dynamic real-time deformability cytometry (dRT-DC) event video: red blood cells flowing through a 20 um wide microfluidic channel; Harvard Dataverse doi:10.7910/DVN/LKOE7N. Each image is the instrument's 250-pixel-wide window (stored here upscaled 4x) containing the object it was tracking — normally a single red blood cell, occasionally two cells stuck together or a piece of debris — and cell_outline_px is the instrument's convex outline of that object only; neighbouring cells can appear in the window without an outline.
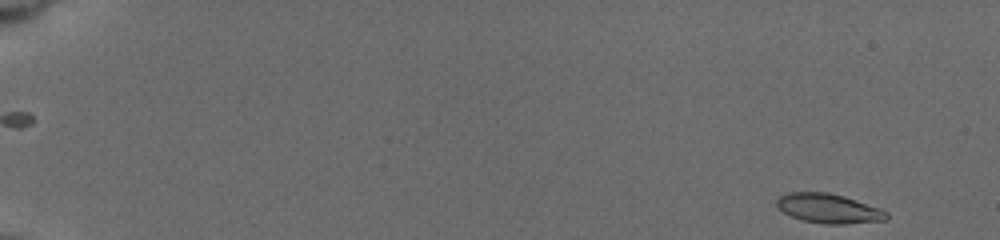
{"species": "common noctule bat (a hibernating species)", "species_latin": "Nyctalus noctula", "temperature_condition": "cold", "stored_images_in_passage": 2, "camera_frame_rate_fps": 3000, "um_per_image_px": 0.085, "animal": {"sex": "female", "body_mass_g": 19.5, "forearm_length_mm": 54.1}, "frame": {"image": 1, "passage_image": 2, "time_ms": 0.333, "image_size_px": [1000, 240], "cell_outline_px": [[888, 216], [884, 220], [844, 224], [824, 224], [804, 220], [792, 216], [776, 208], [776, 200], [780, 196], [788, 192], [828, 192], [844, 196], [880, 208], [888, 212]], "centroid_in_image_um": [70.41, 17.71], "position_along_channel_um": 14.6, "area_um2": 18.79}}